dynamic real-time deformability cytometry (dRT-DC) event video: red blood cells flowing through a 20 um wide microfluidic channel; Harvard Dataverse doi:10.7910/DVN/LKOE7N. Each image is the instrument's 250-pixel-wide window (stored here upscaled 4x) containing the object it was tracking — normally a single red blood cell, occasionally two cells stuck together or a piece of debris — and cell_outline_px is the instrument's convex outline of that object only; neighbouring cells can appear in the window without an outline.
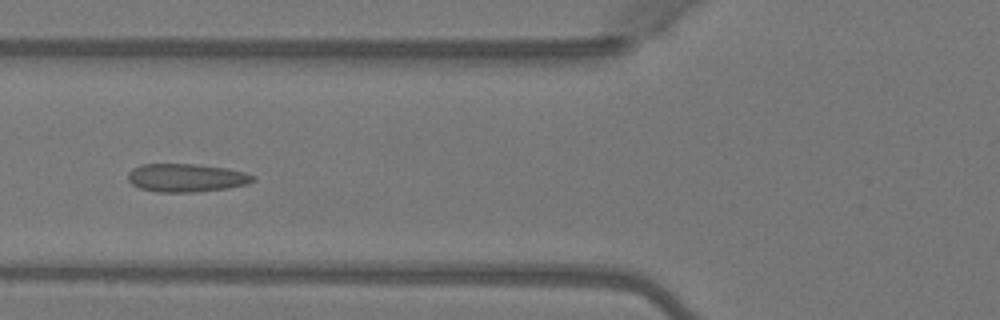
{"species": "Egyptian fruit bat (a non-hibernating species)", "species_latin": "Rousettus aegyptiacus", "temperature_condition": "warm", "stored_images_in_passage": 4, "camera_frame_rate_fps": 3000, "um_per_image_px": 0.085, "animal": {"sex": "female"}, "frame": {"image": 1, "passage_image": 4, "time_ms": 1.0, "image_size_px": [1000, 320], "cell_outline_px": [[256, 180], [248, 184], [228, 188], [196, 192], [160, 192], [140, 188], [132, 184], [128, 180], [128, 172], [132, 168], [140, 164], [196, 164], [228, 168], [244, 172], [256, 176]], "centroid_in_image_um": [15.86, 15.11], "position_along_channel_um": 109.9, "area_um2": 20.75}}